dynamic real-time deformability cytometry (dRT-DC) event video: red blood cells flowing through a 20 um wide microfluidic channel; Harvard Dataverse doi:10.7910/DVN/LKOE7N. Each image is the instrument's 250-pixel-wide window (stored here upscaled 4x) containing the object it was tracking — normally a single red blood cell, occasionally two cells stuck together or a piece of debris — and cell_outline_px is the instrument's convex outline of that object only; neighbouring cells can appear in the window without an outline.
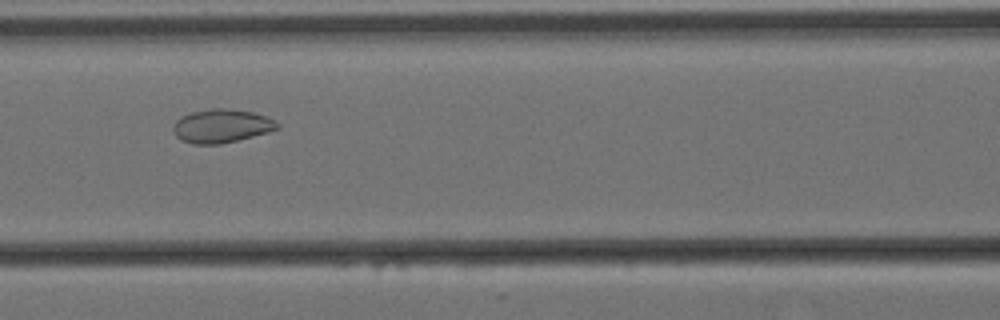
{"species": "Egyptian fruit bat (a non-hibernating species)", "species_latin": "Rousettus aegyptiacus", "temperature_condition": "cold", "stored_images_in_passage": 43, "camera_frame_rate_fps": 3000, "um_per_image_px": 0.085, "animal": {"sex": "female"}, "frame": {"image": 1, "passage_image": 20, "time_ms": 6.333, "image_size_px": [1000, 320], "cell_outline_px": [[280, 128], [268, 132], [220, 144], [192, 144], [180, 140], [176, 136], [172, 128], [176, 120], [180, 116], [192, 112], [212, 108], [224, 108], [252, 112], [264, 116], [280, 124]], "centroid_in_image_um": [18.79, 10.71], "position_along_channel_um": 147.8, "area_um2": 20.23}}
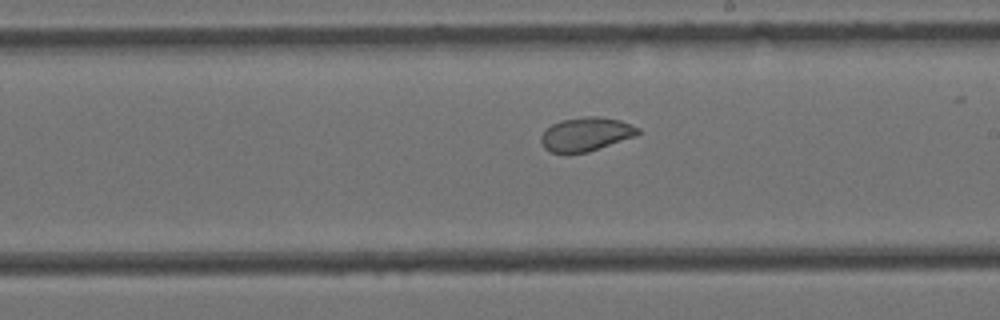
{"frame": {"image": 2, "passage_image": 28, "time_ms": 9.0, "image_size_px": [1000, 320], "cell_outline_px": [[640, 132], [636, 136], [588, 152], [568, 156], [548, 152], [544, 148], [540, 140], [540, 136], [552, 124], [560, 120], [588, 116], [596, 116], [620, 120], [632, 124], [640, 128]], "centroid_in_image_um": [49.78, 11.45], "position_along_channel_um": 239.2, "area_um2": 19.59}}
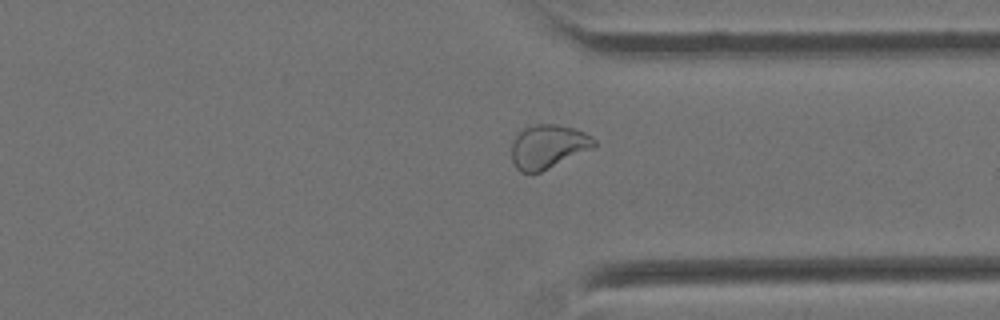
{"frame": {"image": 3, "passage_image": 39, "time_ms": 12.667, "image_size_px": [1000, 320], "cell_outline_px": [[596, 144], [540, 172], [520, 172], [516, 168], [512, 160], [512, 144], [516, 136], [524, 128], [532, 124], [556, 124], [572, 128], [584, 132], [592, 136], [596, 140]], "centroid_in_image_um": [46.53, 12.43], "position_along_channel_um": 364.9, "area_um2": 20.4}}